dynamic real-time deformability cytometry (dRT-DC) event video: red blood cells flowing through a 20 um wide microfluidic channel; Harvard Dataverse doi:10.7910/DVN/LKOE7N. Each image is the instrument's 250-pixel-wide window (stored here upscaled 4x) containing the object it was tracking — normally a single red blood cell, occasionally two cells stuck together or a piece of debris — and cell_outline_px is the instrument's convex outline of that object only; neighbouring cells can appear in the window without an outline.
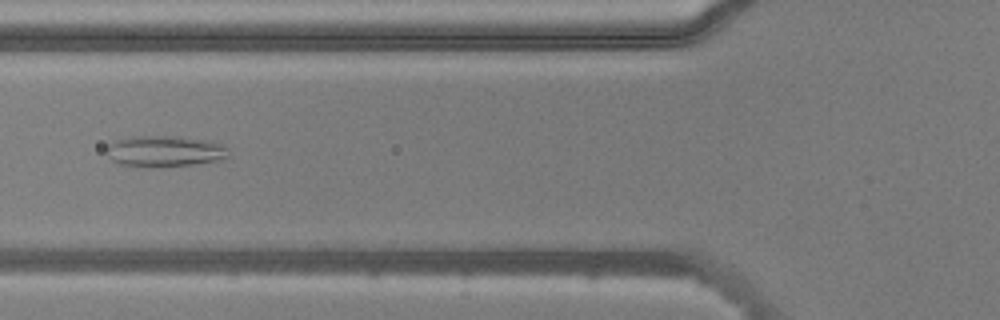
{"species": "common noctule bat (a hibernating species)", "species_latin": "Nyctalus noctula", "temperature_condition": "warm", "stored_images_in_passage": 3, "camera_frame_rate_fps": 3000, "um_per_image_px": 0.085, "animal": {"sex": "male", "body_mass_g": 20.5, "forearm_length_mm": 52.5}, "frame": {"image": 1, "passage_image": 3, "time_ms": 0.667, "image_size_px": [1000, 320], "cell_outline_px": [[228, 156], [220, 160], [196, 164], [160, 168], [120, 164], [112, 160], [104, 152], [108, 144], [112, 140], [132, 136], [180, 136], [204, 140], [224, 144]], "centroid_in_image_um": [13.94, 12.85], "position_along_channel_um": 111.9, "area_um2": 22.48}}